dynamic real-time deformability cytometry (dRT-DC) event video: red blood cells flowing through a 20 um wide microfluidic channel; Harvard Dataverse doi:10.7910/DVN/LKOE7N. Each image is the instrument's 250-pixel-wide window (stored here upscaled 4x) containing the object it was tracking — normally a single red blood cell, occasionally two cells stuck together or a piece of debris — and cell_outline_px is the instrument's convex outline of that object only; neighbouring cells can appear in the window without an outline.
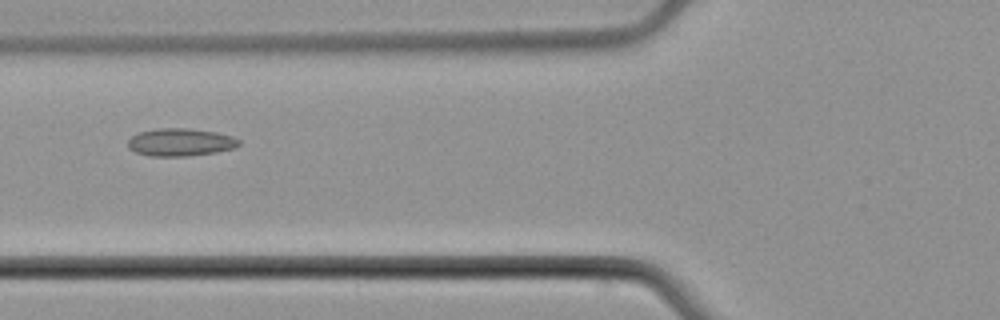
{"species": "common noctule bat (a hibernating species)", "species_latin": "Nyctalus noctula", "temperature_condition": "cold", "stored_images_in_passage": 4, "camera_frame_rate_fps": 3000, "um_per_image_px": 0.085, "animal": {"sex": "male", "body_mass_g": 21.5, "forearm_length_mm": 52.0}, "frame": {"image": 1, "passage_image": 4, "time_ms": 4.333, "image_size_px": [1000, 320], "cell_outline_px": [[240, 144], [236, 148], [216, 152], [188, 156], [148, 156], [136, 152], [128, 148], [128, 140], [132, 136], [140, 132], [156, 128], [188, 128], [216, 132], [232, 136], [240, 140]], "centroid_in_image_um": [15.34, 12.09], "position_along_channel_um": 110.5, "area_um2": 18.03}}